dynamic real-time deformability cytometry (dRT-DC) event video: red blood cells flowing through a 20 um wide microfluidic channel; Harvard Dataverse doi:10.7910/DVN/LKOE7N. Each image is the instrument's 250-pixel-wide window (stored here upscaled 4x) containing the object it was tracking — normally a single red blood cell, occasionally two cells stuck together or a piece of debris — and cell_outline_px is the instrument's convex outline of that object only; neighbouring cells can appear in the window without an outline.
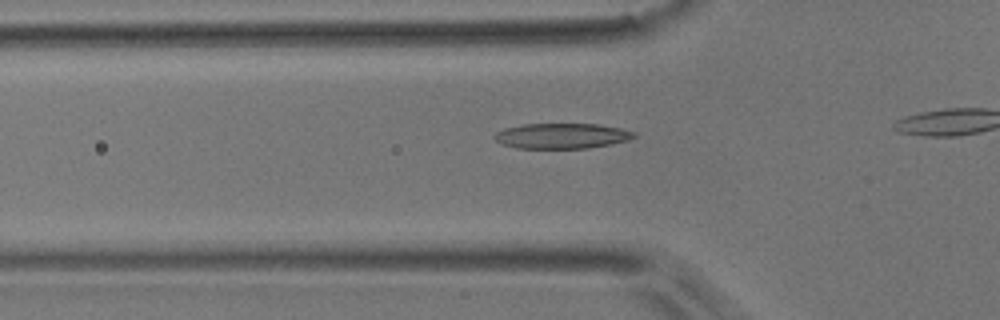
{"species": "common noctule bat (a hibernating species)", "species_latin": "Nyctalus noctula", "temperature_condition": "room temperature", "stored_images_in_passage": 13, "camera_frame_rate_fps": 3000, "um_per_image_px": 0.085, "animal": {"sex": "male", "body_mass_g": 17.9}, "frame": {"image": 1, "passage_image": 8, "time_ms": 2.333, "image_size_px": [1000, 320], "cell_outline_px": [[636, 136], [628, 140], [588, 148], [516, 148], [504, 144], [496, 140], [492, 136], [496, 132], [504, 128], [524, 124], [600, 124], [620, 128], [636, 132]], "centroid_in_image_um": [47.75, 11.54], "position_along_channel_um": 78.1, "area_um2": 20.52}}
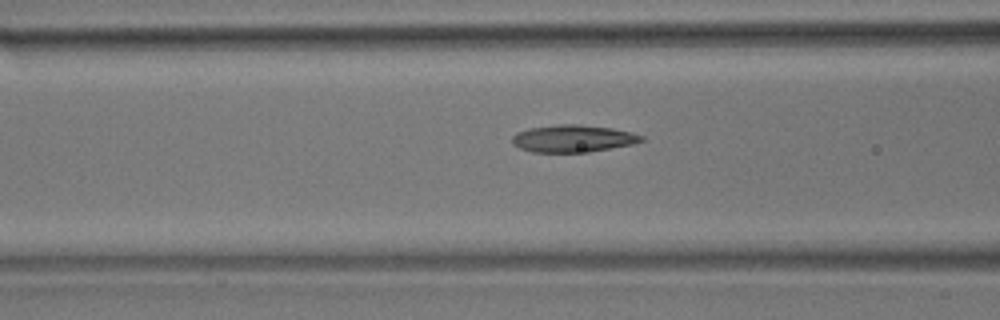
{"frame": {"image": 2, "passage_image": 11, "time_ms": 3.333, "image_size_px": [1000, 320], "cell_outline_px": [[644, 140], [632, 144], [588, 152], [532, 152], [520, 148], [512, 144], [512, 136], [516, 132], [528, 128], [556, 124], [580, 124], [612, 128], [632, 132], [644, 136]], "centroid_in_image_um": [48.68, 11.76], "position_along_channel_um": 117.9, "area_um2": 20.63}}